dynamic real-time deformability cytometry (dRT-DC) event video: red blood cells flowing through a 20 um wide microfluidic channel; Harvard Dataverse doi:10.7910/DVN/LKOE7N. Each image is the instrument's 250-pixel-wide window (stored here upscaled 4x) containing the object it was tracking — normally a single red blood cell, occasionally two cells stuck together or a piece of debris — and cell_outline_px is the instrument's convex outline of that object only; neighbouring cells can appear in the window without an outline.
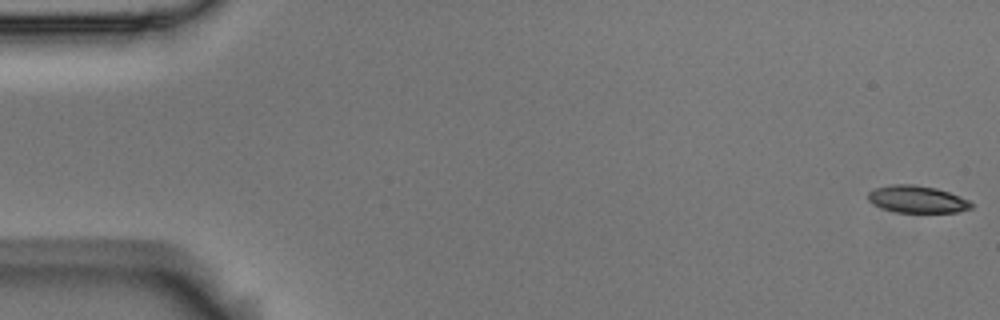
{"species": "Egyptian fruit bat (a non-hibernating species)", "species_latin": "Rousettus aegyptiacus", "temperature_condition": "room temperature", "stored_images_in_passage": 7, "camera_frame_rate_fps": 3000, "um_per_image_px": 0.085, "animal": {"sex": "male"}, "frame": {"image": 1, "passage_image": 1, "time_ms": 0.0, "image_size_px": [1000, 320], "cell_outline_px": [[972, 208], [956, 212], [896, 212], [872, 204], [868, 200], [868, 192], [876, 188], [892, 184], [912, 184], [936, 188], [960, 196], [968, 200], [972, 204]], "centroid_in_image_um": [77.94, 16.93], "position_along_channel_um": 7.1, "area_um2": 16.18}}
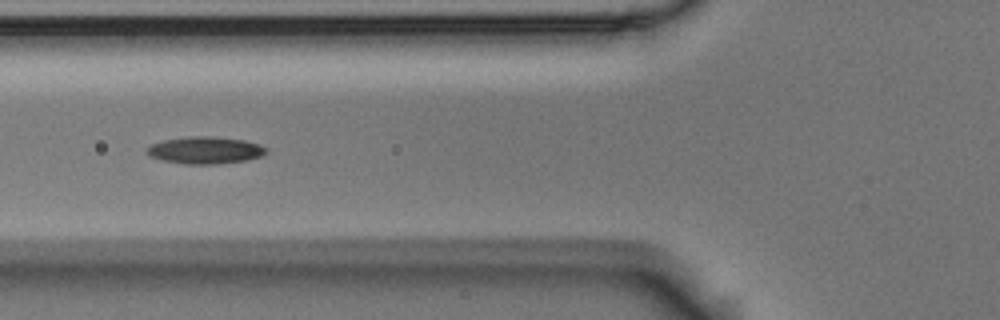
{"frame": {"image": 2, "passage_image": 6, "time_ms": 1.667, "image_size_px": [1000, 320], "cell_outline_px": [[268, 152], [260, 156], [244, 160], [216, 164], [184, 164], [160, 160], [148, 156], [144, 152], [144, 148], [152, 144], [164, 140], [188, 136], [212, 136], [244, 140], [260, 144], [268, 148]], "centroid_in_image_um": [17.39, 12.76], "position_along_channel_um": 108.4, "area_um2": 19.07}}
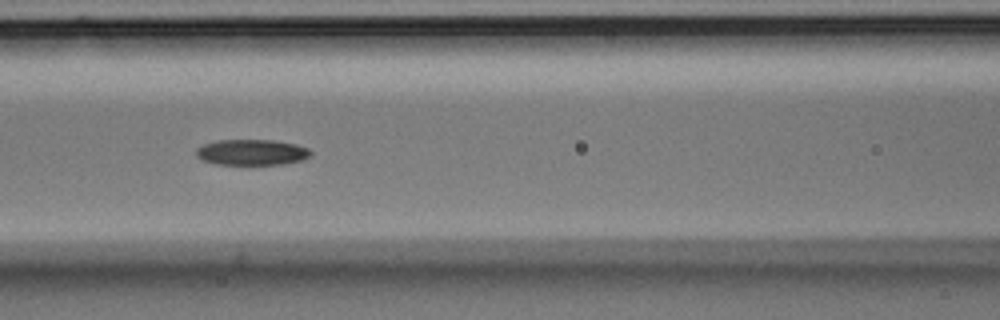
{"frame": {"image": 3, "passage_image": 7, "time_ms": 2.0, "image_size_px": [1000, 320], "cell_outline_px": [[312, 152], [304, 160], [284, 164], [216, 164], [204, 160], [196, 156], [196, 148], [204, 144], [216, 140], [272, 140], [296, 144], [308, 148]], "centroid_in_image_um": [21.4, 12.94], "position_along_channel_um": 145.2, "area_um2": 17.17}}